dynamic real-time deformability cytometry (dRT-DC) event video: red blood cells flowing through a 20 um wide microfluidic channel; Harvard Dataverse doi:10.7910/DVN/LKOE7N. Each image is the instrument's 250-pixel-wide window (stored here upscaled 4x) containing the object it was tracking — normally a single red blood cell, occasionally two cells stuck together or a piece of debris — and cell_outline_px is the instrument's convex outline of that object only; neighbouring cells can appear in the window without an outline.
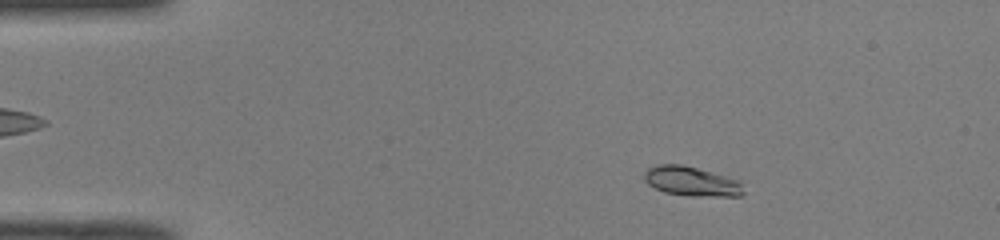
{"species": "common noctule bat (a hibernating species)", "species_latin": "Nyctalus noctula", "temperature_condition": "room temperature", "stored_images_in_passage": 51, "segment_of_instrument_passage": [1, 2], "camera_frame_rate_fps": 3000, "um_per_image_px": 0.085, "animal": {"sex": "male", "body_mass_g": 19.0, "forearm_length_mm": 50.8}, "frame": {"image": 1, "passage_image": 8, "time_ms": 2.333, "image_size_px": [1000, 240], "cell_outline_px": [[744, 192], [740, 196], [688, 196], [664, 192], [648, 184], [644, 180], [644, 172], [648, 168], [656, 164], [680, 164], [696, 168], [724, 176], [736, 180], [740, 184]], "centroid_in_image_um": [58.71, 15.42], "position_along_channel_um": 26.3, "area_um2": 16.82}}
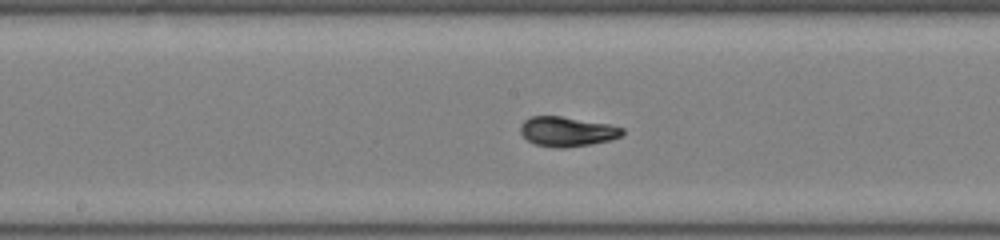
{"frame": {"image": 2, "passage_image": 26, "time_ms": 8.333, "image_size_px": [1000, 240], "cell_outline_px": [[624, 132], [620, 136], [612, 140], [592, 144], [564, 148], [556, 148], [536, 144], [528, 140], [520, 132], [520, 124], [524, 120], [532, 116], [560, 116], [608, 124], [624, 128]], "centroid_in_image_um": [48.2, 11.18], "position_along_channel_um": 200.0, "area_um2": 17.63}}
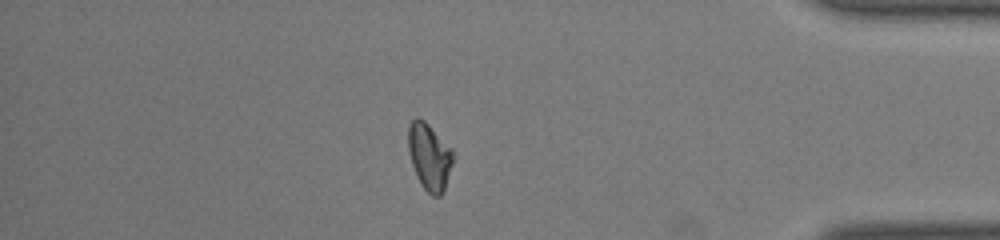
{"frame": {"image": 3, "passage_image": 43, "time_ms": 14.0, "image_size_px": [1000, 240], "cell_outline_px": [[452, 164], [444, 192], [440, 196], [432, 196], [420, 184], [416, 176], [408, 152], [408, 124], [416, 116], [424, 120], [452, 148]], "centroid_in_image_um": [36.48, 13.31], "position_along_channel_um": 398.7, "area_um2": 17.51}}